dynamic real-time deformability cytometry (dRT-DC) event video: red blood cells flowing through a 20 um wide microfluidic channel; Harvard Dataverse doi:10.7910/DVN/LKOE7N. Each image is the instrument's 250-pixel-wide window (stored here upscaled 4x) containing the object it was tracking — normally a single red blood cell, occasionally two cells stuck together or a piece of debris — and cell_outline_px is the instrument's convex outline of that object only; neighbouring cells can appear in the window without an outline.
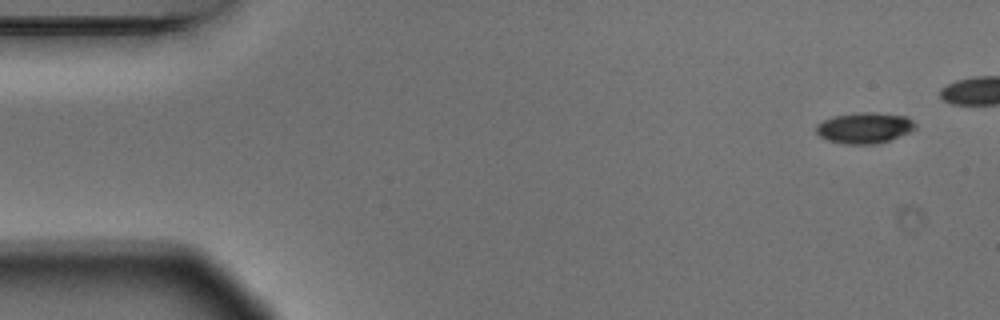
{"species": "Egyptian fruit bat (a non-hibernating species)", "species_latin": "Rousettus aegyptiacus", "temperature_condition": "warm", "stored_images_in_passage": 9, "segment_of_instrument_passage": [1, 2], "camera_frame_rate_fps": 3000, "um_per_image_px": 0.085, "animal": {"sex": "male"}, "frame": {"image": 1, "passage_image": 1, "time_ms": 0.0, "image_size_px": [1000, 320], "cell_outline_px": [[916, 128], [912, 132], [876, 144], [844, 144], [828, 140], [820, 136], [816, 132], [816, 124], [832, 116], [860, 112], [876, 112], [908, 116], [916, 124]], "centroid_in_image_um": [73.5, 10.86], "position_along_channel_um": 11.5, "area_um2": 18.03}}
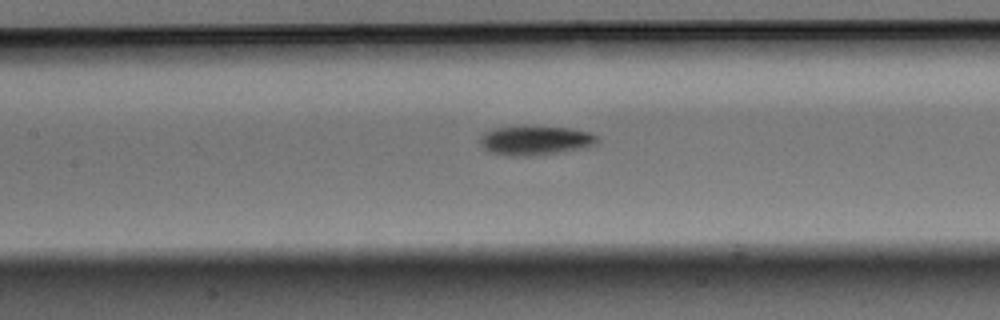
{"frame": {"image": 2, "passage_image": 8, "time_ms": 2.333, "image_size_px": [1000, 320], "cell_outline_px": [[600, 140], [592, 144], [580, 148], [536, 156], [504, 156], [488, 152], [480, 144], [480, 136], [484, 132], [492, 128], [568, 128], [588, 132], [596, 136]], "centroid_in_image_um": [45.41, 11.97], "position_along_channel_um": 162.0, "area_um2": 19.42}}